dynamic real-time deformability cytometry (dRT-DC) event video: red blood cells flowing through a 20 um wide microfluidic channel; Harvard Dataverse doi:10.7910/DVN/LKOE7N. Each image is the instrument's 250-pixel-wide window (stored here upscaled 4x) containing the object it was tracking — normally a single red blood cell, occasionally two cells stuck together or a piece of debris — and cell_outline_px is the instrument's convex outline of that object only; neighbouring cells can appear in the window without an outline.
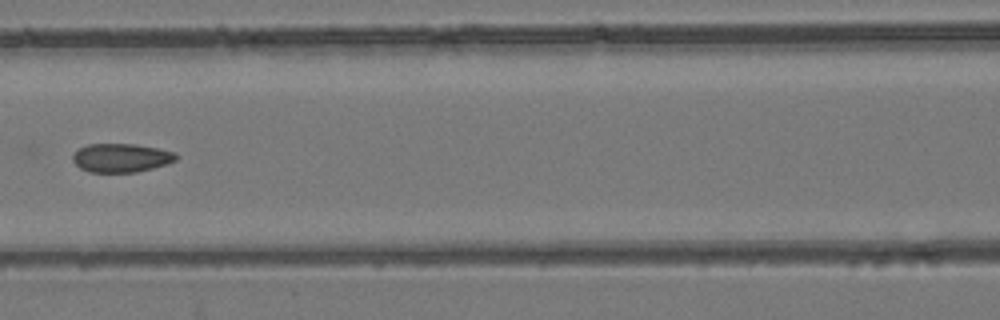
{"species": "common noctule bat (a hibernating species)", "species_latin": "Nyctalus noctula", "temperature_condition": "room temperature", "stored_images_in_passage": 8, "camera_frame_rate_fps": 3000, "um_per_image_px": 0.085, "animal": {"sex": "female", "body_mass_g": 24.6, "forearm_length_mm": 56.2}, "frame": {"image": 1, "passage_image": 7, "time_ms": 7.667, "image_size_px": [1000, 320], "cell_outline_px": [[176, 160], [168, 164], [136, 172], [88, 172], [80, 168], [72, 160], [72, 156], [80, 148], [88, 144], [136, 144], [176, 152]], "centroid_in_image_um": [10.3, 13.42], "position_along_channel_um": 156.3, "area_um2": 17.22}}
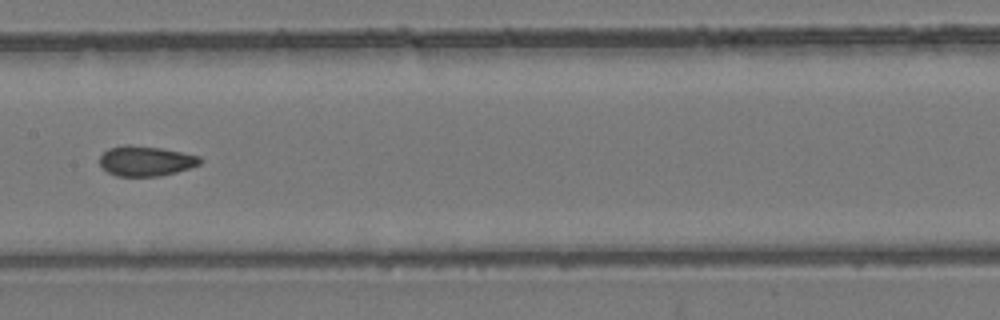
{"frame": {"image": 2, "passage_image": 8, "time_ms": 8.667, "image_size_px": [1000, 320], "cell_outline_px": [[204, 160], [200, 164], [176, 172], [160, 176], [116, 176], [108, 172], [100, 164], [100, 156], [108, 148], [124, 144], [128, 144], [160, 148], [200, 156]], "centroid_in_image_um": [12.39, 13.68], "position_along_channel_um": 195.0, "area_um2": 17.57}}